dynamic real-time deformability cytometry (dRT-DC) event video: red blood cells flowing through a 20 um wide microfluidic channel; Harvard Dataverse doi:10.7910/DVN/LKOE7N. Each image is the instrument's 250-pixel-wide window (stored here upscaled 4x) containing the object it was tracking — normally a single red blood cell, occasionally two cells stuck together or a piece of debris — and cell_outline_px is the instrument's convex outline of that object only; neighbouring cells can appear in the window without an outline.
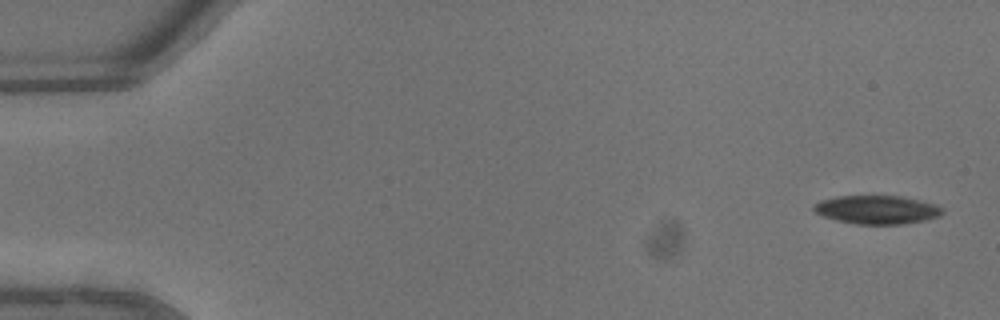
{"species": "common noctule bat (a hibernating species)", "species_latin": "Nyctalus noctula", "temperature_condition": "warm", "stored_images_in_passage": 44, "camera_frame_rate_fps": 3000, "um_per_image_px": 0.085, "animal": {"sex": "male", "body_mass_g": 13.3}, "frame": {"image": 1, "passage_image": 1, "time_ms": 0.0, "image_size_px": [1000, 320], "cell_outline_px": [[944, 212], [940, 216], [924, 220], [900, 224], [856, 224], [836, 220], [824, 216], [816, 212], [812, 208], [820, 200], [840, 196], [900, 196], [932, 204], [940, 208]], "centroid_in_image_um": [74.51, 17.83], "position_along_channel_um": 10.5, "area_um2": 20.92}}
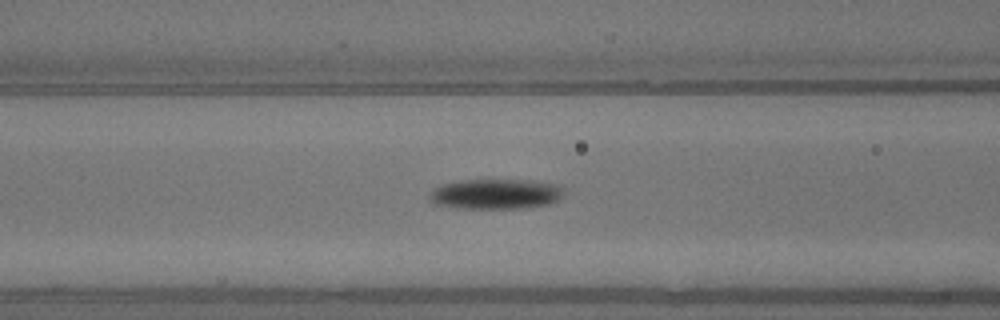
{"frame": {"image": 2, "passage_image": 18, "time_ms": 5.667, "image_size_px": [1000, 320], "cell_outline_px": [[564, 192], [556, 200], [548, 204], [524, 208], [456, 208], [432, 204], [428, 200], [428, 192], [440, 184], [464, 180], [532, 180], [564, 184]], "centroid_in_image_um": [42.11, 16.48], "position_along_channel_um": 124.5, "area_um2": 24.1}}
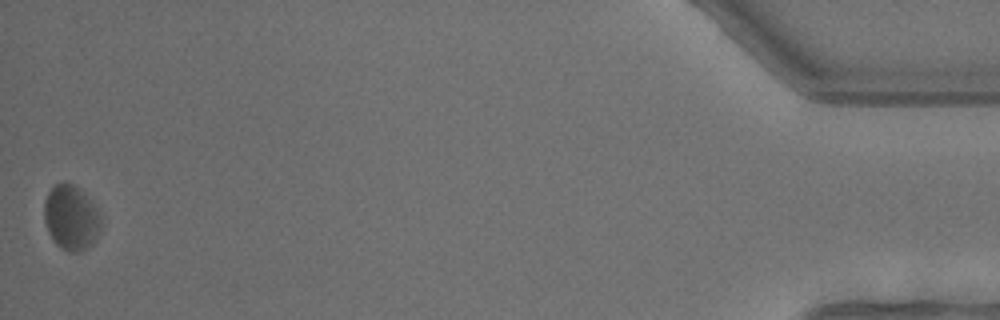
{"frame": {"image": 3, "passage_image": 44, "time_ms": 14.333, "image_size_px": [1000, 320], "cell_outline_px": [[100, 228], [92, 244], [80, 252], [68, 252], [60, 248], [52, 240], [48, 232], [44, 220], [44, 200], [48, 192], [56, 184], [72, 184], [96, 208], [100, 216]], "centroid_in_image_um": [6.0, 18.56], "position_along_channel_um": 429.2, "area_um2": 20.98}, "authors_computed_cell_mechanics": {"area_um2": 22.2819, "velocity_mm_per_s": 4.6311, "shape_relaxation_time_tau1_ms": 1.8346, "shape_relaxation_time_tau2_ms": null, "deformation_change_tau1": 0.0743, "deformation_change_tau2": null}}